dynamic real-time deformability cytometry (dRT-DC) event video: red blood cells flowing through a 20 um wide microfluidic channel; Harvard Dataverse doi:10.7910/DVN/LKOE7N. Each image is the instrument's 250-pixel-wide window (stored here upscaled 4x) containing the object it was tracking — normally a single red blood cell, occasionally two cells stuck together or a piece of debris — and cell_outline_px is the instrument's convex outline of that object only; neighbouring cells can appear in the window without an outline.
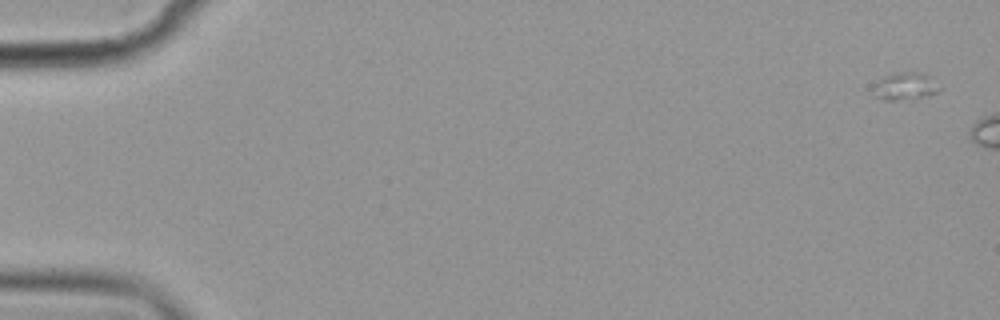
{"species": "common noctule bat (a hibernating species)", "species_latin": "Nyctalus noctula", "temperature_condition": "cold", "stored_images_in_passage": 3, "camera_frame_rate_fps": 3000, "um_per_image_px": 0.085, "animal": {"sex": "female", "body_mass_g": 19.9}, "frame": {"image": 1, "passage_image": 1, "time_ms": 0.0, "image_size_px": [1000, 320], "cell_outline_px": [[940, 92], [928, 96], [912, 100], [884, 100], [876, 96], [876, 80], [884, 76], [896, 72], [920, 72], [928, 76], [940, 88]], "centroid_in_image_um": [76.97, 7.35], "position_along_channel_um": 8.0, "area_um2": 10.58}}